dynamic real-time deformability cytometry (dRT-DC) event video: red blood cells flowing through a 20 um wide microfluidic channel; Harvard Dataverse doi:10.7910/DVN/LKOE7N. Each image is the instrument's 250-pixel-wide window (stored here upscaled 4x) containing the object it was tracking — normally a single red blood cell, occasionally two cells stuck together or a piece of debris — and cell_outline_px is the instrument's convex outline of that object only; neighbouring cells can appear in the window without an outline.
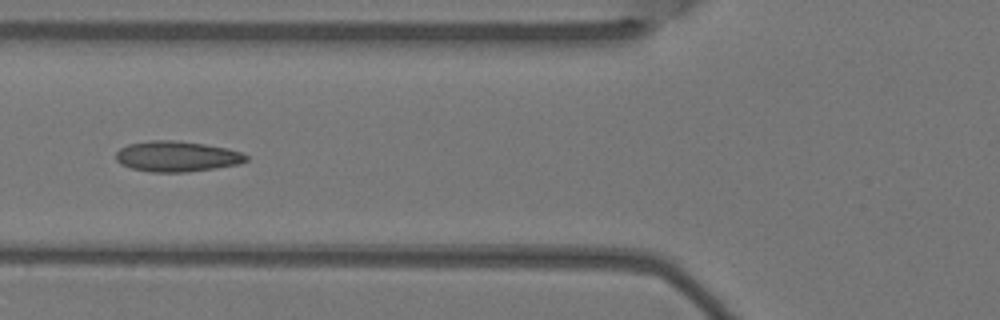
{"species": "Egyptian fruit bat (a non-hibernating species)", "species_latin": "Rousettus aegyptiacus", "temperature_condition": "warm", "stored_images_in_passage": 4, "camera_frame_rate_fps": 3000, "um_per_image_px": 0.085, "animal": {"sex": "female"}, "frame": {"image": 1, "passage_image": 2, "time_ms": 0.333, "image_size_px": [1000, 320], "cell_outline_px": [[248, 160], [236, 164], [216, 168], [188, 172], [152, 172], [132, 168], [120, 164], [116, 160], [116, 152], [120, 148], [128, 144], [148, 140], [176, 140], [204, 144], [228, 148], [240, 152], [248, 156]], "centroid_in_image_um": [15.01, 13.29], "position_along_channel_um": 110.8, "area_um2": 23.24}}
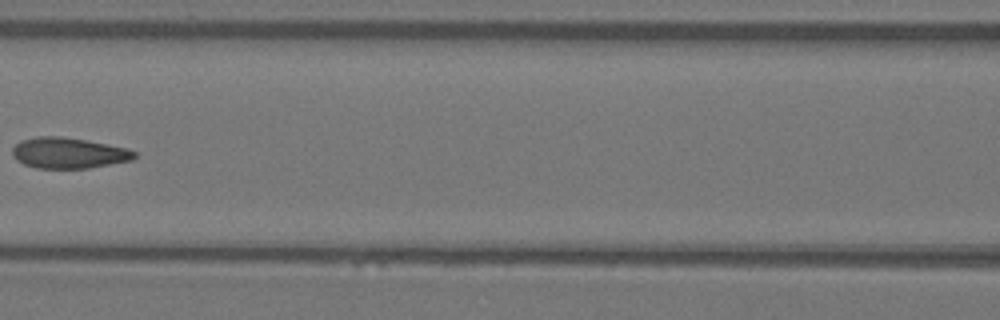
{"frame": {"image": 2, "passage_image": 3, "time_ms": 0.667, "image_size_px": [1000, 320], "cell_outline_px": [[136, 156], [132, 160], [88, 168], [36, 168], [24, 164], [16, 160], [12, 156], [12, 148], [20, 140], [36, 136], [60, 136], [108, 144], [128, 148], [136, 152]], "centroid_in_image_um": [5.8, 13.0], "position_along_channel_um": 160.8, "area_um2": 21.96}}
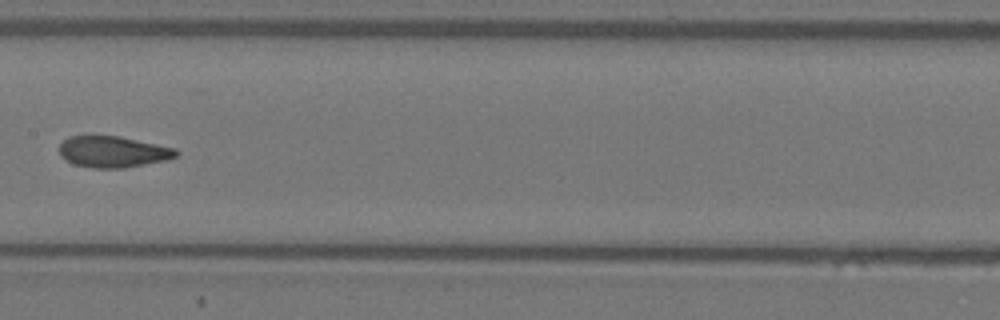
{"frame": {"image": 3, "passage_image": 4, "time_ms": 1.0, "image_size_px": [1000, 320], "cell_outline_px": [[180, 152], [176, 156], [168, 160], [124, 168], [92, 168], [76, 164], [60, 156], [60, 144], [68, 136], [120, 136], [176, 148]], "centroid_in_image_um": [9.65, 12.9], "position_along_channel_um": 197.8, "area_um2": 21.27}}